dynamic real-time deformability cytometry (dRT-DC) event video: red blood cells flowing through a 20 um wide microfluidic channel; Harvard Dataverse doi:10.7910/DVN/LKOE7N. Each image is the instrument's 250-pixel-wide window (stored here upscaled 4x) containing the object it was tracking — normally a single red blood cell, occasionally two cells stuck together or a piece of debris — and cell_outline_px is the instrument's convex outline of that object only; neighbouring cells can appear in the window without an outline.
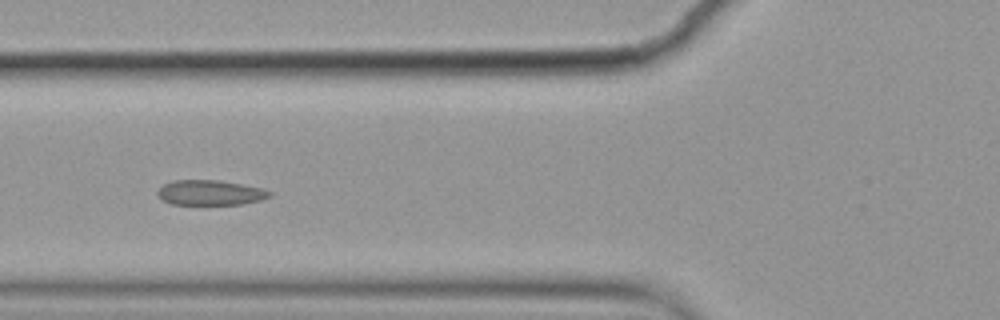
{"species": "common noctule bat (a hibernating species)", "species_latin": "Nyctalus noctula", "temperature_condition": "cold", "stored_images_in_passage": 13, "camera_frame_rate_fps": 3000, "um_per_image_px": 0.085, "animal": {"sex": "female", "body_mass_g": 19.9}, "frame": {"image": 1, "passage_image": 6, "time_ms": 1.667, "image_size_px": [1000, 320], "cell_outline_px": [[272, 196], [260, 200], [240, 204], [172, 204], [160, 200], [156, 196], [156, 192], [164, 184], [172, 180], [220, 180], [260, 188], [272, 192]], "centroid_in_image_um": [17.81, 16.37], "position_along_channel_um": 108.0, "area_um2": 16.36}}
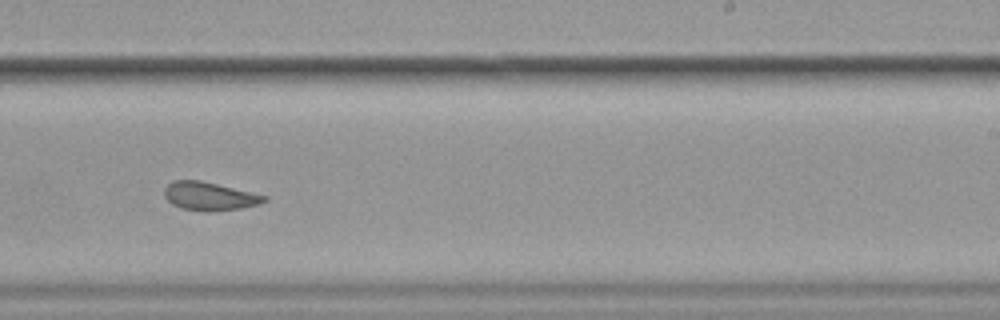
{"frame": {"image": 2, "passage_image": 10, "time_ms": 3.0, "image_size_px": [1000, 320], "cell_outline_px": [[268, 200], [260, 204], [240, 208], [208, 212], [180, 208], [172, 204], [164, 196], [164, 188], [172, 180], [200, 180], [268, 196]], "centroid_in_image_um": [17.79, 16.68], "position_along_channel_um": 271.2, "area_um2": 16.53}}
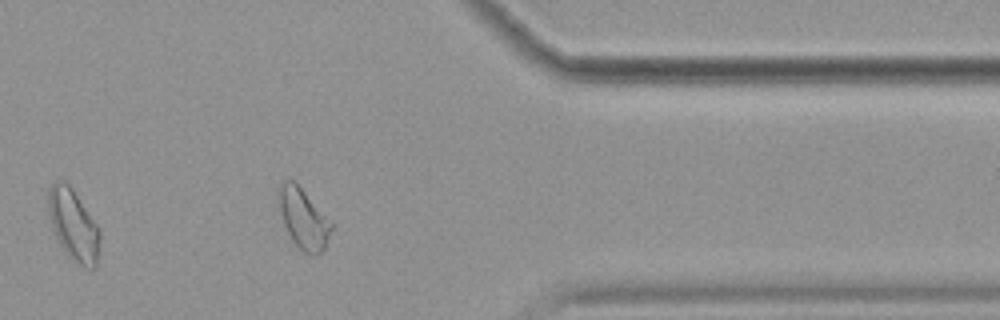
{"frame": {"image": 3, "passage_image": 13, "time_ms": 4.0, "image_size_px": [1000, 320], "cell_outline_px": [[332, 228], [324, 248], [320, 252], [304, 252], [292, 240], [284, 224], [276, 192], [276, 188], [284, 180], [296, 180], [332, 220]], "centroid_in_image_um": [25.78, 18.46], "position_along_channel_um": 385.6, "area_um2": 18.61}}